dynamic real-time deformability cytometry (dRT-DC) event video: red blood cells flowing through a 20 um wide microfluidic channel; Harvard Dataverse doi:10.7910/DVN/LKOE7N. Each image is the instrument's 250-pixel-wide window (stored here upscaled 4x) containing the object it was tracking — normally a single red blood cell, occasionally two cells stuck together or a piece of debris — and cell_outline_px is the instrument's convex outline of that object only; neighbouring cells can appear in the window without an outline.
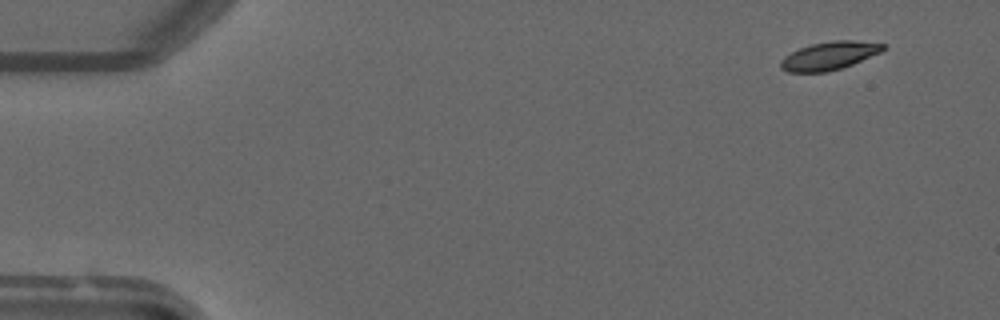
{"species": "common noctule bat (a hibernating species)", "species_latin": "Nyctalus noctula", "temperature_condition": "warm", "stored_images_in_passage": 6, "camera_frame_rate_fps": 3000, "um_per_image_px": 0.085, "animal": {"sex": "male", "forearm_length_mm": 52.5}, "frame": {"image": 1, "passage_image": 2, "time_ms": 1.0, "image_size_px": [1000, 320], "cell_outline_px": [[884, 48], [880, 52], [852, 64], [828, 72], [788, 72], [780, 68], [780, 60], [784, 56], [800, 48], [812, 44], [832, 40], [856, 40], [884, 44]], "centroid_in_image_um": [70.45, 4.74], "position_along_channel_um": 14.6, "area_um2": 16.65}}